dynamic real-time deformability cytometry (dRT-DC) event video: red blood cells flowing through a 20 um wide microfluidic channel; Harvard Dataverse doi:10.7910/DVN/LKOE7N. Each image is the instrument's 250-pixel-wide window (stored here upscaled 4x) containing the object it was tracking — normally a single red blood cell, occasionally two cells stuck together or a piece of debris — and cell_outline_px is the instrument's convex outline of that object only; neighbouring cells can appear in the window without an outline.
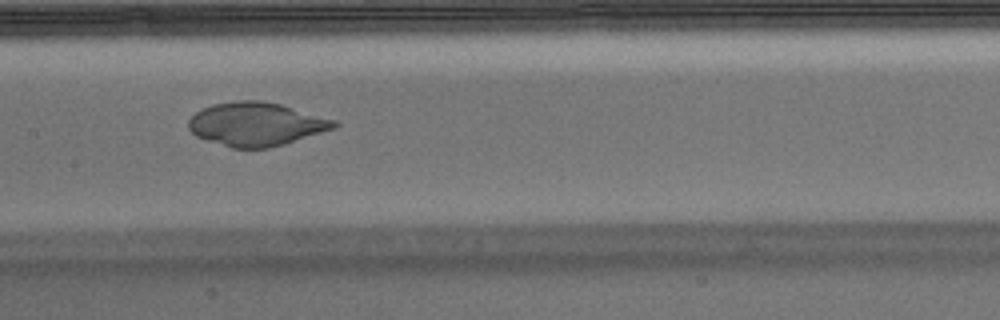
{"species": "Egyptian fruit bat (a non-hibernating species)", "species_latin": "Rousettus aegyptiacus", "temperature_condition": "warm", "stored_images_in_passage": 48, "camera_frame_rate_fps": 3000, "um_per_image_px": 0.085, "animal": {"sex": "male"}, "frame": {"image": 1, "passage_image": 21, "time_ms": 6.667, "image_size_px": [1000, 320], "cell_outline_px": [[340, 124], [336, 128], [284, 144], [268, 148], [232, 148], [196, 136], [188, 128], [188, 120], [196, 112], [212, 104], [236, 100], [260, 100], [280, 104], [336, 120]], "centroid_in_image_um": [21.78, 10.54], "position_along_channel_um": 185.6, "area_um2": 36.88}}